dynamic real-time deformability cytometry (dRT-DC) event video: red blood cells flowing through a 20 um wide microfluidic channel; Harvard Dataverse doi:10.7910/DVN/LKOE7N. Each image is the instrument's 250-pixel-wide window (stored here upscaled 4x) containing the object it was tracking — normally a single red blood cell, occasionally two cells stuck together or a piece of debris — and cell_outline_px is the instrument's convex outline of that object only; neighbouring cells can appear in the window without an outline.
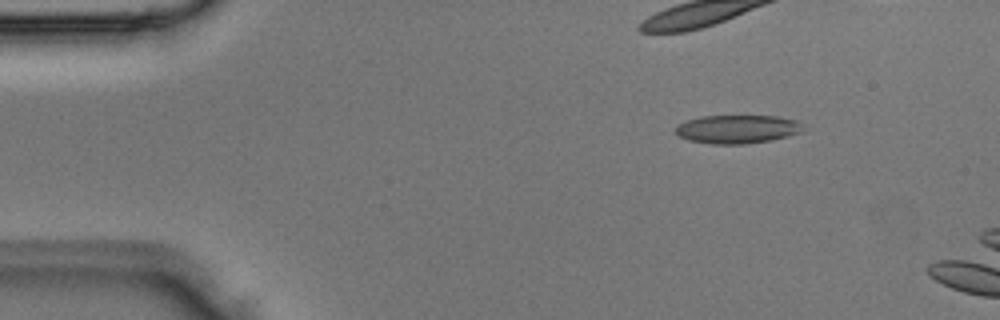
{"species": "Egyptian fruit bat (a non-hibernating species)", "species_latin": "Rousettus aegyptiacus", "temperature_condition": "room temperature", "stored_images_in_passage": 3, "camera_frame_rate_fps": 3000, "um_per_image_px": 0.085, "animal": {"sex": "male"}, "frame": {"image": 1, "passage_image": 1, "time_ms": 0.0, "image_size_px": [1000, 320], "cell_outline_px": [[804, 128], [800, 132], [788, 136], [772, 140], [744, 144], [712, 144], [688, 140], [680, 136], [676, 132], [676, 128], [680, 124], [688, 120], [700, 116], [776, 116], [796, 120], [804, 124]], "centroid_in_image_um": [62.71, 10.98], "position_along_channel_um": 22.3, "area_um2": 21.1}}